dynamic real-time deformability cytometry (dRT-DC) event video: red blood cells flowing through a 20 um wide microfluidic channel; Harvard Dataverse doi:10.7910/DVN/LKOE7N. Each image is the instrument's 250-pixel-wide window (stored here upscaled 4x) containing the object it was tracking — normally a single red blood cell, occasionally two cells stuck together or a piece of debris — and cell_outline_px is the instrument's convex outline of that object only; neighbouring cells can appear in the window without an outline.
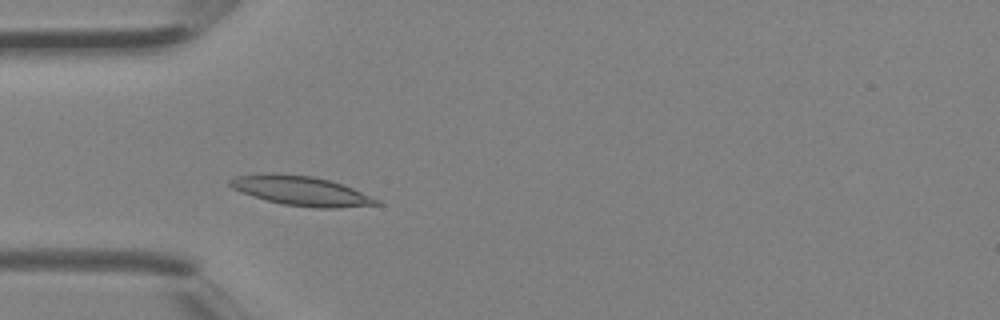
{"species": "Egyptian fruit bat (a non-hibernating species)", "species_latin": "Rousettus aegyptiacus", "temperature_condition": "room temperature", "stored_images_in_passage": 2, "camera_frame_rate_fps": 3000, "um_per_image_px": 0.085, "animal": {"sex": "female"}, "frame": {"image": 1, "passage_image": 2, "time_ms": 0.333, "image_size_px": [1000, 320], "cell_outline_px": [[384, 204], [336, 208], [320, 208], [284, 204], [252, 196], [240, 192], [232, 188], [228, 184], [228, 180], [236, 176], [264, 172], [272, 172], [312, 176], [328, 180], [352, 188], [380, 200]], "centroid_in_image_um": [25.55, 16.21], "position_along_channel_um": 59.4, "area_um2": 25.2}}